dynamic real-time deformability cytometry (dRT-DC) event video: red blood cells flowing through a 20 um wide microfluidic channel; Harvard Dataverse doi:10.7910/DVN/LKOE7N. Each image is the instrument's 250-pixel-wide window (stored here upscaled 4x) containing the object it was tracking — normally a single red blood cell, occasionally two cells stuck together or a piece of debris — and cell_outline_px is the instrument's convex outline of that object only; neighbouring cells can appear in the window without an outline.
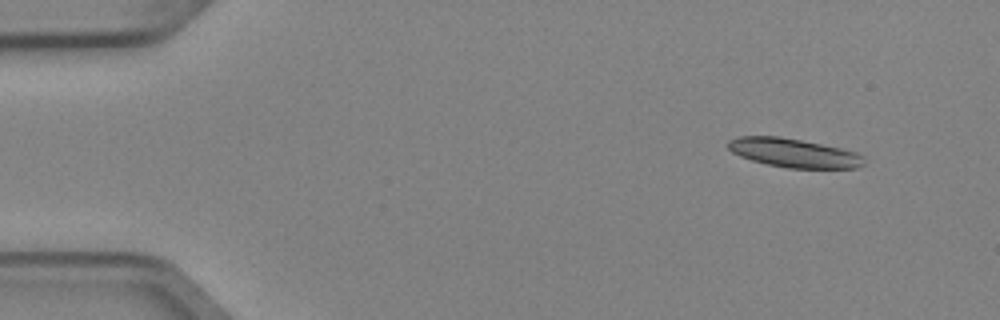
{"species": "Egyptian fruit bat (a non-hibernating species)", "species_latin": "Rousettus aegyptiacus", "temperature_condition": "cold", "stored_images_in_passage": 4, "camera_frame_rate_fps": 3000, "um_per_image_px": 0.085, "animal": {"sex": "female"}, "frame": {"image": 1, "passage_image": 1, "time_ms": 0.0, "image_size_px": [1000, 320], "cell_outline_px": [[864, 164], [856, 168], [788, 168], [768, 164], [752, 160], [740, 156], [732, 152], [728, 148], [728, 140], [740, 136], [780, 136], [840, 148], [856, 152], [864, 156]], "centroid_in_image_um": [67.47, 13.0], "position_along_channel_um": 17.5, "area_um2": 22.72}}
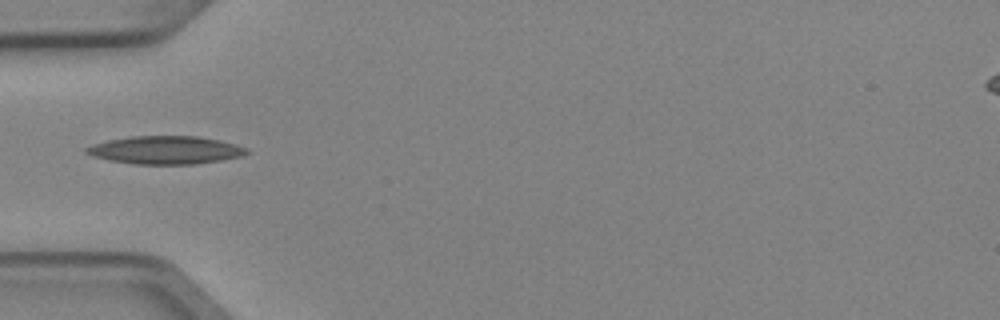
{"frame": {"image": 2, "passage_image": 4, "time_ms": 1.0, "image_size_px": [1000, 320], "cell_outline_px": [[248, 152], [240, 156], [220, 160], [196, 164], [136, 164], [108, 160], [92, 156], [84, 152], [84, 148], [92, 144], [108, 140], [132, 136], [196, 136], [220, 140], [236, 144], [248, 148]], "centroid_in_image_um": [14.03, 12.75], "position_along_channel_um": 71.0, "area_um2": 26.18}}